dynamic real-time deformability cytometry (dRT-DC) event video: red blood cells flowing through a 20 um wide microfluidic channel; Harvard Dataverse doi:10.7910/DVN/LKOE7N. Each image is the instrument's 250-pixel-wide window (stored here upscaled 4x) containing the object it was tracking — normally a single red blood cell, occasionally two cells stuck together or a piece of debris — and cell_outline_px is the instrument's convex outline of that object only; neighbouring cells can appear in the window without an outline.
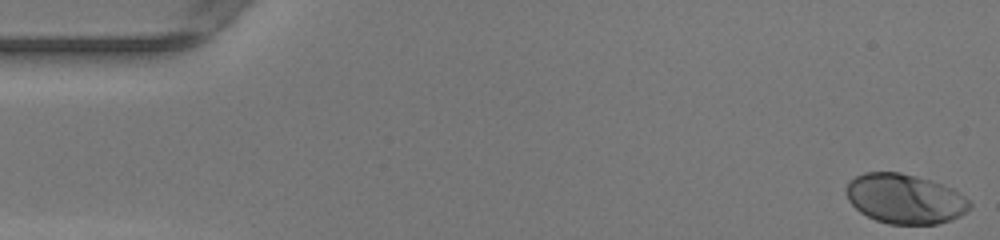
{"species": "human", "species_latin": "Homo sapiens", "temperature_condition": "warm", "stored_images_in_passage": 39, "camera_frame_rate_fps": 3000, "um_per_image_px": 0.085, "donor": {"sex": "female"}, "frame": {"image": 1, "passage_image": 1, "time_ms": 0.0, "image_size_px": [1000, 240], "cell_outline_px": [[972, 208], [960, 216], [952, 220], [936, 224], [888, 224], [876, 220], [860, 212], [848, 200], [844, 192], [844, 188], [856, 176], [864, 172], [900, 172], [916, 176], [952, 188], [964, 196], [972, 204]], "centroid_in_image_um": [76.91, 16.91], "position_along_channel_um": 8.1, "area_um2": 35.84}}
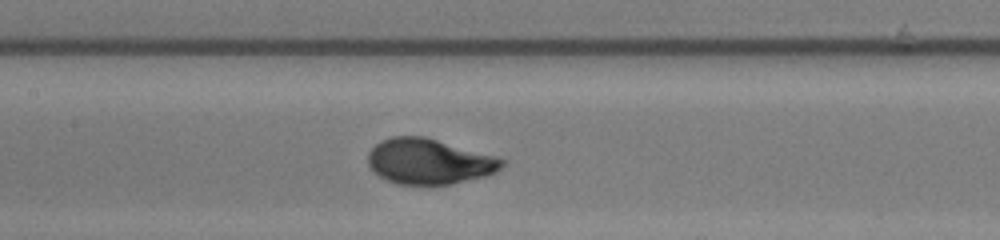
{"frame": {"image": 2, "passage_image": 23, "time_ms": 7.333, "image_size_px": [1000, 240], "cell_outline_px": [[508, 164], [496, 172], [484, 176], [452, 184], [396, 184], [372, 172], [368, 164], [368, 152], [380, 140], [392, 136], [424, 136], [496, 156], [508, 160]], "centroid_in_image_um": [36.49, 13.72], "position_along_channel_um": 170.9, "area_um2": 35.72}}
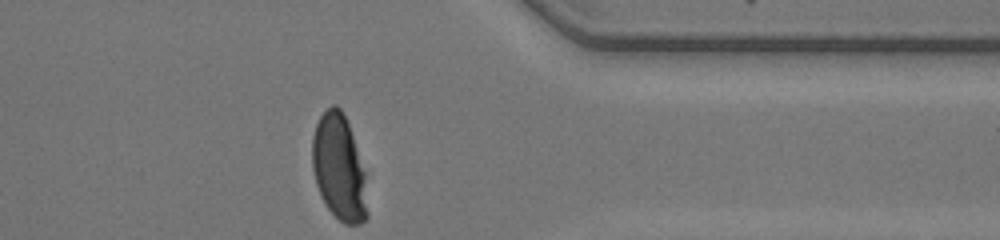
{"frame": {"image": 3, "passage_image": 39, "time_ms": 12.667, "image_size_px": [1000, 240], "cell_outline_px": [[368, 216], [360, 224], [344, 224], [324, 204], [320, 196], [316, 184], [312, 168], [312, 136], [316, 124], [320, 116], [332, 104], [336, 104], [340, 108], [348, 124], [364, 172], [368, 212]], "centroid_in_image_um": [28.79, 14.28], "position_along_channel_um": 382.6, "area_um2": 33.7}, "authors_computed_cell_mechanics": {"area_um2": 35.3158, "velocity_mm_per_s": 4.2152, "shape_relaxation_time_tau1_ms": 3.0042, "shape_relaxation_time_tau2_ms": null, "deformation_change_tau1": 0.2095, "deformation_change_tau2": null}}